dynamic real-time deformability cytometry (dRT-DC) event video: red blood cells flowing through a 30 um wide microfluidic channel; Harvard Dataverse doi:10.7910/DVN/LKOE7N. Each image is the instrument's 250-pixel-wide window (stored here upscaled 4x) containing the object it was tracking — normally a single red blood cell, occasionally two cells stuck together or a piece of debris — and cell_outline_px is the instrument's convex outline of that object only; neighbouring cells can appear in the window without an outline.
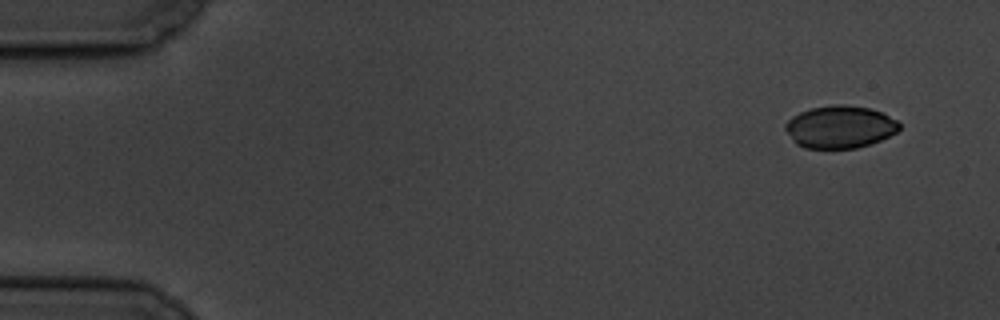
{"species": "common noctule bat (a hibernating species)", "species_latin": "Nyctalus noctula", "temperature_condition": "cold", "stored_images_in_passage": 5, "camera_frame_rate_fps": 3000, "um_per_image_px": 0.085, "animal": {"sex": "male", "body_mass_g": 19.5, "forearm_length_mm": 54.6}, "frame": {"image": 1, "passage_image": 1, "time_ms": 0.0, "image_size_px": [1000, 320], "cell_outline_px": [[900, 128], [896, 132], [880, 140], [856, 148], [804, 148], [796, 144], [792, 140], [784, 128], [784, 124], [792, 116], [800, 112], [812, 108], [832, 104], [840, 104], [868, 108], [884, 112], [896, 120], [900, 124]], "centroid_in_image_um": [71.37, 10.78], "position_along_channel_um": 13.6, "area_um2": 28.21}}